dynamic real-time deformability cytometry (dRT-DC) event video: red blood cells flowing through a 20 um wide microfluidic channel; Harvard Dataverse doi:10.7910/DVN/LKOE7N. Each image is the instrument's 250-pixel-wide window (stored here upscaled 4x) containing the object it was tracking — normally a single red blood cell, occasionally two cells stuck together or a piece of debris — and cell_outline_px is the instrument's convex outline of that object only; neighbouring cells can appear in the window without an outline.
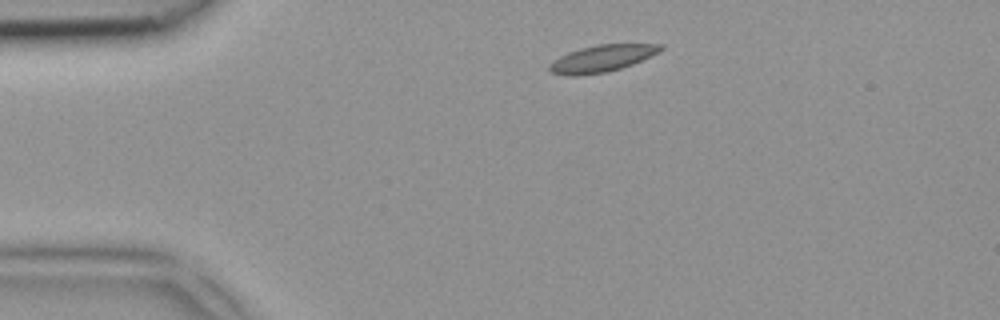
{"species": "common noctule bat (a hibernating species)", "species_latin": "Nyctalus noctula", "temperature_condition": "room temperature", "stored_images_in_passage": 2, "camera_frame_rate_fps": 3000, "um_per_image_px": 0.085, "animal": {"sex": "female", "body_mass_g": 18.4}, "frame": {"image": 1, "passage_image": 1, "time_ms": 0.0, "image_size_px": [1000, 320], "cell_outline_px": [[664, 48], [632, 64], [608, 72], [572, 76], [552, 72], [548, 68], [548, 64], [552, 60], [568, 52], [580, 48], [596, 44], [664, 44]], "centroid_in_image_um": [51.11, 4.96], "position_along_channel_um": 33.9, "area_um2": 17.17}}